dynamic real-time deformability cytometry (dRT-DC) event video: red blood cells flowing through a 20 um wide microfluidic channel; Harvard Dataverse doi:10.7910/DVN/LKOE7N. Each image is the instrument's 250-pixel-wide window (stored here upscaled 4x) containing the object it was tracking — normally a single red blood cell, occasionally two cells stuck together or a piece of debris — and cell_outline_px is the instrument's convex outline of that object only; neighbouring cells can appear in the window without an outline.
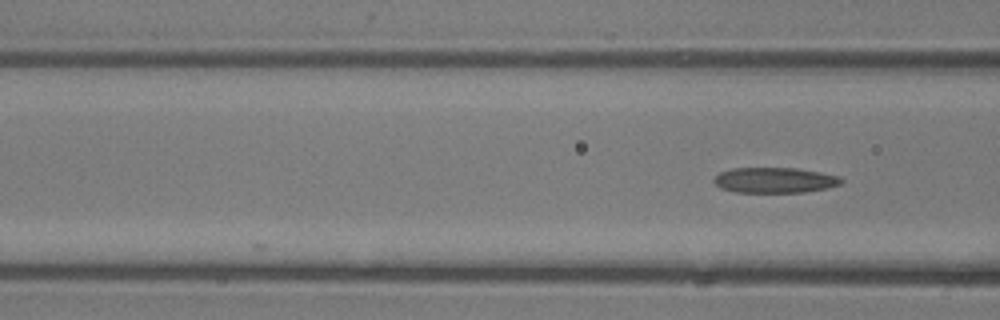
{"species": "common noctule bat (a hibernating species)", "species_latin": "Nyctalus noctula", "temperature_condition": "room temperature", "stored_images_in_passage": 5, "camera_frame_rate_fps": 3000, "um_per_image_px": 0.085, "animal": {"sex": "male", "body_mass_g": 13.3}, "frame": {"image": 1, "passage_image": 5, "time_ms": 1.333, "image_size_px": [1000, 320], "cell_outline_px": [[844, 180], [840, 184], [828, 188], [804, 192], [736, 192], [720, 188], [712, 180], [720, 172], [732, 168], [796, 168], [820, 172], [840, 176]], "centroid_in_image_um": [65.86, 15.31], "position_along_channel_um": 100.7, "area_um2": 18.9}}